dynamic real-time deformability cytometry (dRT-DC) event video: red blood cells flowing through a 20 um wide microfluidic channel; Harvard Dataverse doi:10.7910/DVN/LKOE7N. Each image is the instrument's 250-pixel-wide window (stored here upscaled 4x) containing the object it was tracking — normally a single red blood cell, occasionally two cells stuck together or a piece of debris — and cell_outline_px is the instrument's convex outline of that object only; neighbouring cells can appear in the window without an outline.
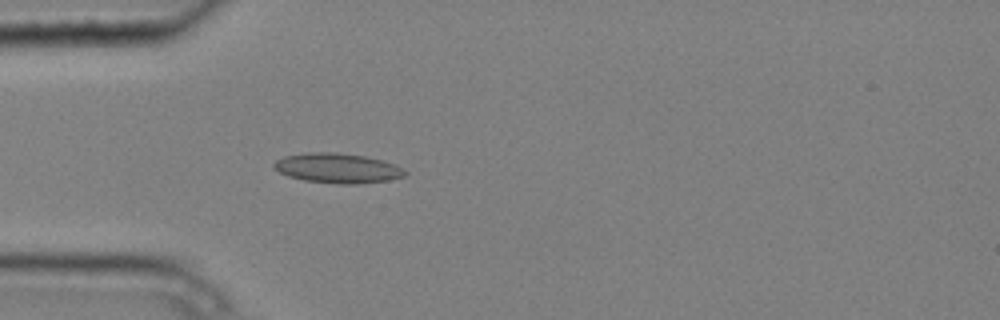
{"species": "common noctule bat (a hibernating species)", "species_latin": "Nyctalus noctula", "temperature_condition": "cold", "stored_images_in_passage": 3, "camera_frame_rate_fps": 3000, "um_per_image_px": 0.085, "animal": {"sex": "male", "body_mass_g": 20.4}, "frame": {"image": 1, "passage_image": 3, "time_ms": 0.667, "image_size_px": [1000, 320], "cell_outline_px": [[408, 172], [404, 176], [388, 180], [356, 184], [336, 184], [304, 180], [288, 176], [272, 168], [272, 164], [276, 160], [284, 156], [308, 152], [336, 152], [364, 156], [396, 164]], "centroid_in_image_um": [28.66, 14.29], "position_along_channel_um": 56.3, "area_um2": 22.83}}